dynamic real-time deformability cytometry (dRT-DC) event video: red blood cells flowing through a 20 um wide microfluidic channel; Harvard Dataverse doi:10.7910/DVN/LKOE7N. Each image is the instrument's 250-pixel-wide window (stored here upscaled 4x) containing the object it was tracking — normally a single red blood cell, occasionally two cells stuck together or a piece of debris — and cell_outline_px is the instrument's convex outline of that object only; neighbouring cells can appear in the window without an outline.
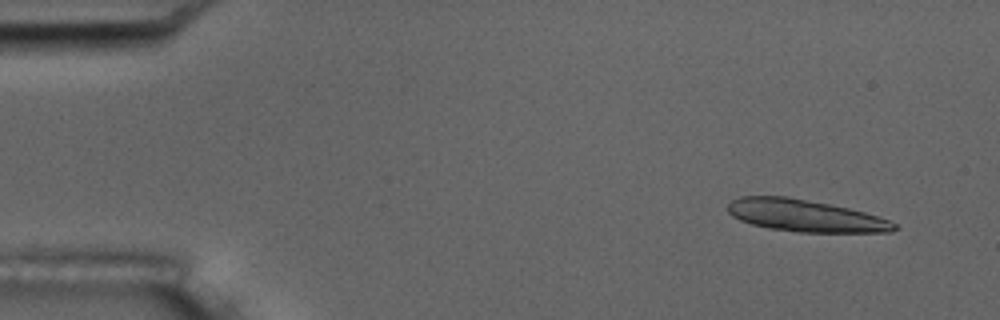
{"species": "common noctule bat (a hibernating species)", "species_latin": "Nyctalus noctula", "temperature_condition": "room temperature", "stored_images_in_passage": 5, "camera_frame_rate_fps": 3000, "um_per_image_px": 0.085, "animal": {"sex": "male", "body_mass_g": 17.5, "forearm_length_mm": 52.3}, "frame": {"image": 1, "passage_image": 1, "time_ms": 0.0, "image_size_px": [1000, 320], "cell_outline_px": [[900, 228], [892, 232], [796, 232], [768, 228], [752, 224], [740, 220], [732, 216], [728, 212], [728, 204], [732, 200], [740, 196], [788, 196], [832, 204], [864, 212], [888, 220], [896, 224]], "centroid_in_image_um": [68.43, 18.33], "position_along_channel_um": 16.6, "area_um2": 31.15}}
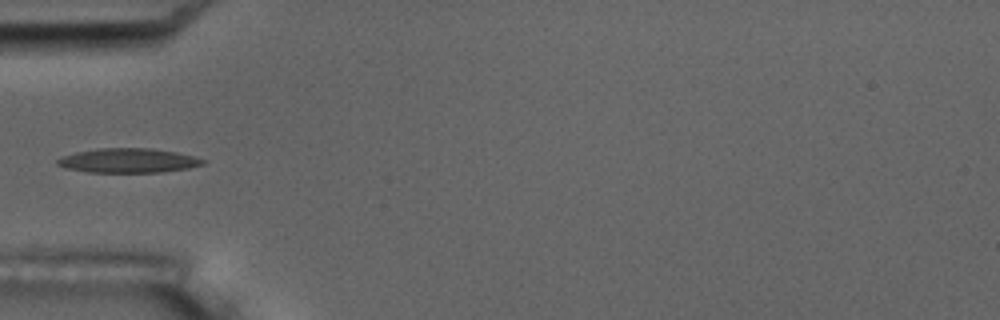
{"frame": {"image": 2, "passage_image": 5, "time_ms": 4.667, "image_size_px": [1000, 320], "cell_outline_px": [[208, 160], [204, 164], [188, 168], [160, 172], [88, 172], [64, 168], [56, 164], [56, 160], [64, 156], [76, 152], [100, 148], [152, 148], [176, 152]], "centroid_in_image_um": [10.9, 13.65], "position_along_channel_um": 74.1, "area_um2": 20.63}}